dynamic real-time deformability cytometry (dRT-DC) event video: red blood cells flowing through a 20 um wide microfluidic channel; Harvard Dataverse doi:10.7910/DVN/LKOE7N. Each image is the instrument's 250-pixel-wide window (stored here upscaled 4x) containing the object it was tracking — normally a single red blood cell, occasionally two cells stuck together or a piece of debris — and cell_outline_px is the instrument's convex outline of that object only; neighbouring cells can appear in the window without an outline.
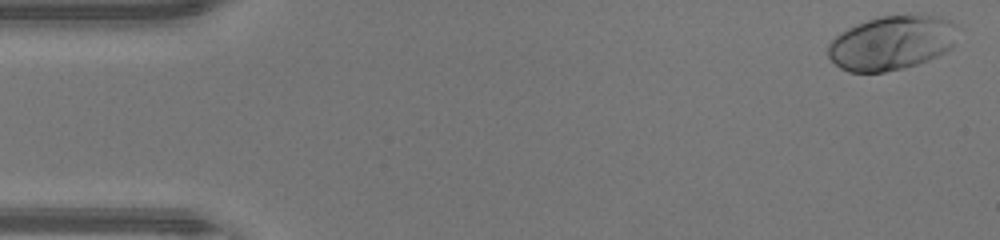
{"species": "human", "species_latin": "Homo sapiens", "temperature_condition": "warm", "stored_images_in_passage": 46, "camera_frame_rate_fps": 3000, "um_per_image_px": 0.085, "donor": {"sex": "male"}, "frame": {"image": 1, "passage_image": 1, "time_ms": 0.0, "image_size_px": [1000, 240], "cell_outline_px": [[956, 24], [952, 48], [928, 60], [904, 68], [884, 72], [848, 72], [840, 68], [828, 56], [828, 44], [836, 36], [848, 28], [856, 24], [880, 16], [916, 12], [940, 16], [952, 20]], "centroid_in_image_um": [75.81, 3.6], "position_along_channel_um": 9.2, "area_um2": 41.44}}
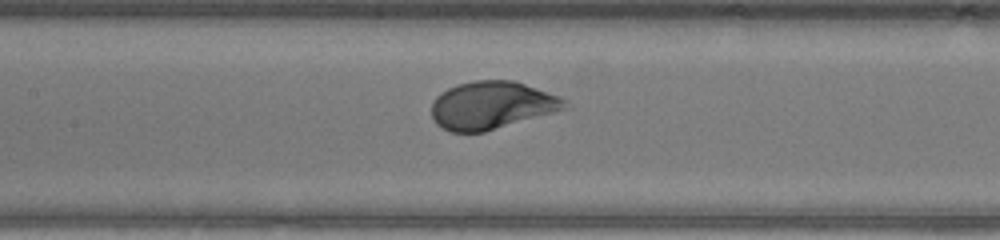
{"frame": {"image": 2, "passage_image": 21, "time_ms": 6.667, "image_size_px": [1000, 240], "cell_outline_px": [[572, 108], [484, 132], [448, 132], [436, 124], [432, 116], [432, 100], [440, 92], [456, 84], [476, 80], [516, 80], [560, 96]], "centroid_in_image_um": [41.83, 8.95], "position_along_channel_um": 165.6, "area_um2": 37.69}}
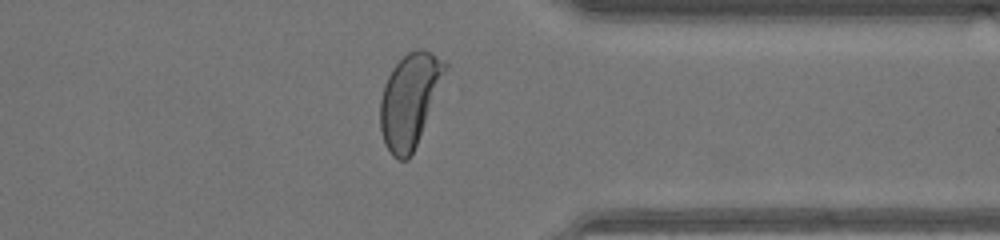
{"frame": {"image": 3, "passage_image": 36, "time_ms": 11.667, "image_size_px": [1000, 240], "cell_outline_px": [[448, 68], [416, 144], [408, 160], [400, 160], [392, 156], [384, 144], [380, 128], [380, 100], [384, 84], [392, 68], [408, 52], [416, 48], [424, 48], [432, 52], [444, 60], [448, 64]], "centroid_in_image_um": [34.81, 8.48], "position_along_channel_um": 376.6, "area_um2": 35.08}, "authors_computed_cell_mechanics": {"area_um2": 37.5411, "velocity_mm_per_s": 4.3709, "shape_relaxation_time_tau1_ms": 2.0586, "shape_relaxation_time_tau2_ms": null, "deformation_change_tau1": 0.1718, "deformation_change_tau2": null}}